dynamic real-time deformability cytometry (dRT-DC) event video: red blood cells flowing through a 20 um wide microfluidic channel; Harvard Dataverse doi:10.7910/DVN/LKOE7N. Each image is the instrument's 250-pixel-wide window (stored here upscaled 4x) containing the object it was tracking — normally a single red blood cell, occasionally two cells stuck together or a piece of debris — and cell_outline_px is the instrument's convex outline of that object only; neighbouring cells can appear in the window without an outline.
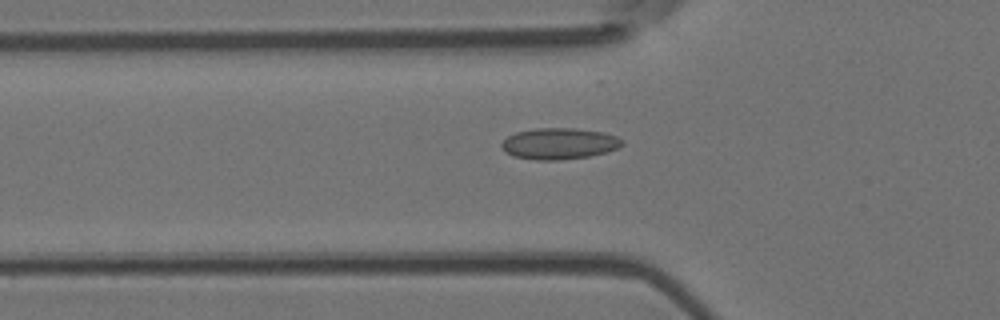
{"species": "Egyptian fruit bat (a non-hibernating species)", "species_latin": "Rousettus aegyptiacus", "temperature_condition": "room temperature", "stored_images_in_passage": 38, "camera_frame_rate_fps": 3000, "um_per_image_px": 0.085, "animal": {"sex": "female"}, "frame": {"image": 1, "passage_image": 6, "time_ms": 1.667, "image_size_px": [1000, 320], "cell_outline_px": [[624, 144], [608, 152], [588, 156], [560, 160], [536, 160], [512, 156], [504, 152], [500, 144], [508, 136], [516, 132], [536, 128], [576, 128], [604, 132], [616, 136], [624, 140]], "centroid_in_image_um": [47.53, 12.2], "position_along_channel_um": 78.3, "area_um2": 22.14}}
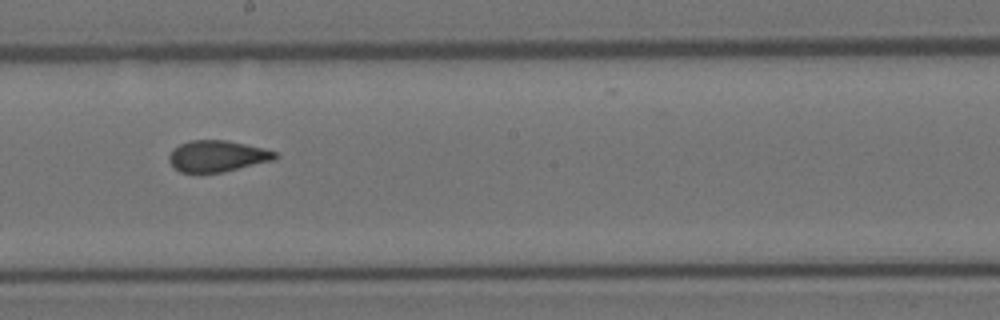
{"frame": {"image": 2, "passage_image": 18, "time_ms": 5.667, "image_size_px": [1000, 320], "cell_outline_px": [[280, 156], [276, 160], [224, 172], [180, 172], [168, 160], [168, 156], [172, 148], [188, 140], [228, 140], [264, 148], [276, 152]], "centroid_in_image_um": [18.5, 13.26], "position_along_channel_um": 229.7, "area_um2": 19.59}}
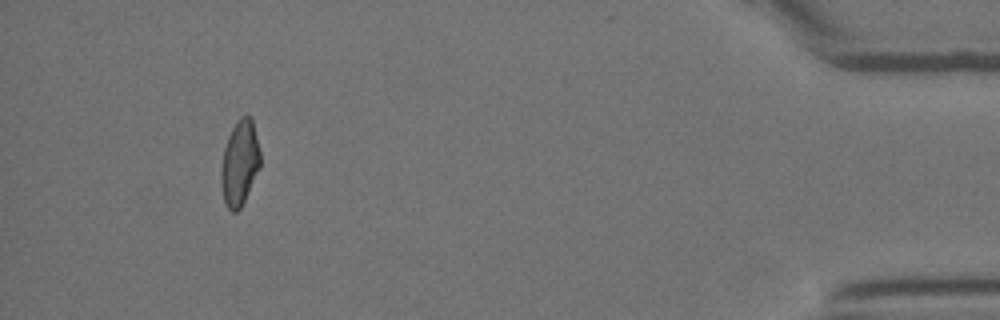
{"frame": {"image": 3, "passage_image": 38, "time_ms": 12.333, "image_size_px": [1000, 320], "cell_outline_px": [[260, 168], [240, 208], [236, 212], [232, 212], [224, 204], [220, 184], [220, 172], [224, 148], [228, 136], [236, 120], [240, 116], [248, 116], [252, 120], [260, 152]], "centroid_in_image_um": [20.35, 13.88], "position_along_channel_um": 414.9, "area_um2": 19.48}, "authors_computed_cell_mechanics": {"area_um2": 19.6231, "velocity_mm_per_s": 3.7648, "shape_relaxation_time_tau1_ms": null, "shape_relaxation_time_tau2_ms": 1.1194, "deformation_change_tau1": null, "deformation_change_tau2": 0.0715}}